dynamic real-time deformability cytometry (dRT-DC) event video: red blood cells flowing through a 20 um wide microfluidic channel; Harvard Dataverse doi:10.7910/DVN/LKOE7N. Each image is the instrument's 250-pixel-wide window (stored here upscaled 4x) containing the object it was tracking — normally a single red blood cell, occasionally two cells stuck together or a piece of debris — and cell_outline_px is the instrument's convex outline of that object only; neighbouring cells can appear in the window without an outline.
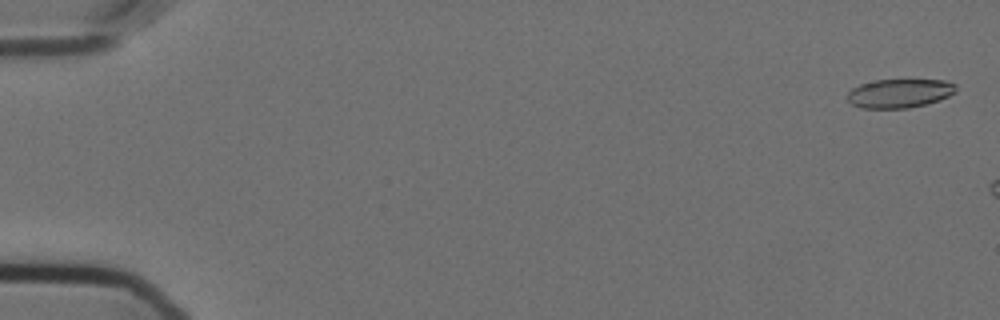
{"species": "Egyptian fruit bat (a non-hibernating species)", "species_latin": "Rousettus aegyptiacus", "temperature_condition": "cold", "stored_images_in_passage": 17, "camera_frame_rate_fps": 3000, "um_per_image_px": 0.085, "animal": {"sex": "female"}, "frame": {"image": 1, "passage_image": 2, "time_ms": 0.333, "image_size_px": [1000, 320], "cell_outline_px": [[956, 92], [940, 100], [908, 108], [860, 108], [852, 104], [848, 100], [848, 92], [852, 88], [860, 84], [876, 80], [944, 80], [956, 84]], "centroid_in_image_um": [76.46, 7.93], "position_along_channel_um": 8.5, "area_um2": 18.21}}
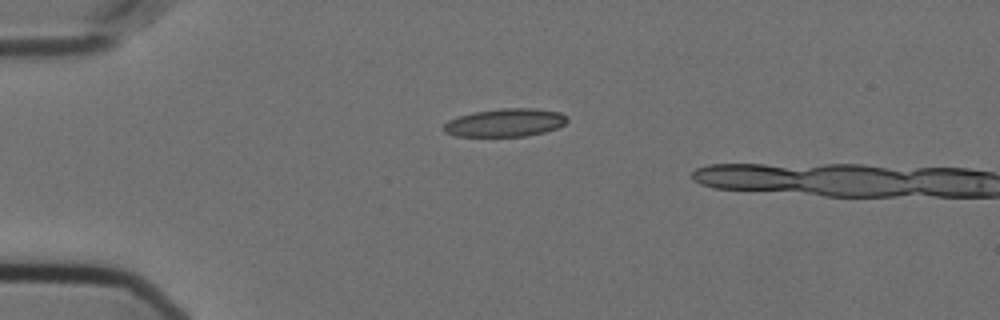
{"frame": {"image": 2, "passage_image": 15, "time_ms": 4.667, "image_size_px": [1000, 320], "cell_outline_px": [[568, 120], [564, 124], [556, 128], [544, 132], [524, 136], [456, 136], [444, 132], [444, 124], [448, 120], [472, 112], [500, 108], [532, 108], [560, 112], [568, 116]], "centroid_in_image_um": [42.95, 10.42], "position_along_channel_um": 42.1, "area_um2": 20.17}}